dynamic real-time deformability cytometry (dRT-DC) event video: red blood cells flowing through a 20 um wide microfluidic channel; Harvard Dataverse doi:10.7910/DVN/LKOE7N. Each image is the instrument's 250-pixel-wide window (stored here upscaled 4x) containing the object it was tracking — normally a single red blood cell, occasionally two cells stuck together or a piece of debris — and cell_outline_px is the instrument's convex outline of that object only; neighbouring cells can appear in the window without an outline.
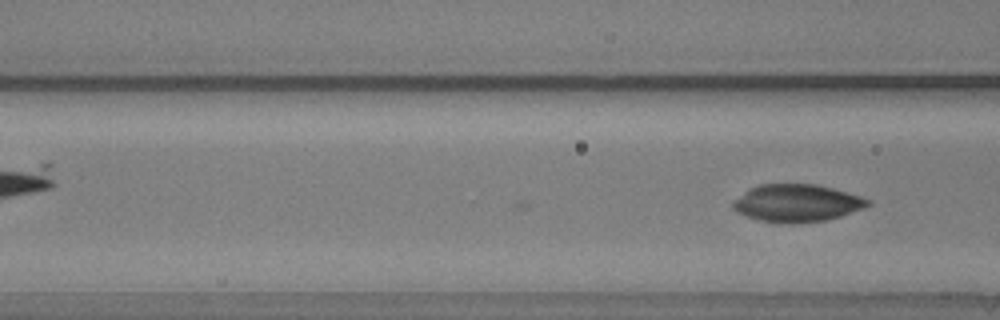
{"species": "common noctule bat (a hibernating species)", "species_latin": "Nyctalus noctula", "temperature_condition": "warm", "stored_images_in_passage": 4, "camera_frame_rate_fps": 3000, "um_per_image_px": 0.085, "animal": {"sex": "male", "body_mass_g": 20.5, "forearm_length_mm": 52.5}, "frame": {"image": 1, "passage_image": 4, "time_ms": 1.0, "image_size_px": [1000, 320], "cell_outline_px": [[872, 204], [864, 208], [840, 216], [824, 220], [756, 220], [736, 212], [732, 208], [732, 200], [748, 188], [760, 184], [816, 184], [832, 188], [860, 196], [872, 200]], "centroid_in_image_um": [67.71, 17.21], "position_along_channel_um": 98.9, "area_um2": 28.73}}